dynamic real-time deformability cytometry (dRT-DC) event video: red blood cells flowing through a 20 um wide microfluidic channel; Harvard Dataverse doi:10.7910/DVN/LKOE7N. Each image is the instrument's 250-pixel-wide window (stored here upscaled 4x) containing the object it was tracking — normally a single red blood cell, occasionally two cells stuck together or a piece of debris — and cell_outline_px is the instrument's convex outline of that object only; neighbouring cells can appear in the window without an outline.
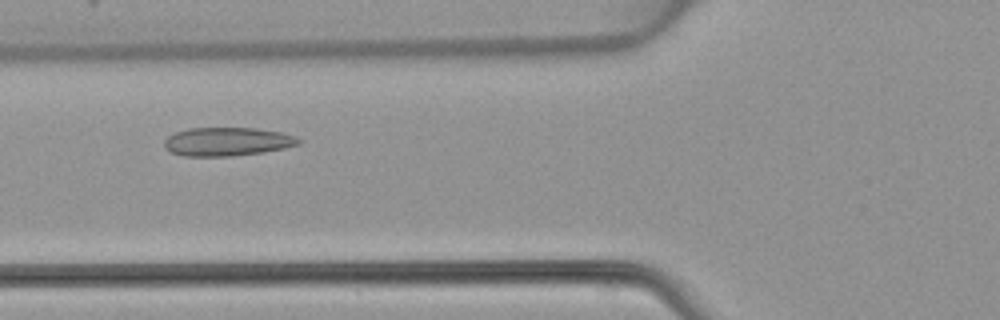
{"species": "common noctule bat (a hibernating species)", "species_latin": "Nyctalus noctula", "temperature_condition": "warm", "stored_images_in_passage": 44, "camera_frame_rate_fps": 3000, "um_per_image_px": 0.085, "animal": {"sex": "female", "body_mass_g": 22.7, "forearm_length_mm": 54.2}, "frame": {"image": 1, "passage_image": 14, "time_ms": 4.333, "image_size_px": [1000, 320], "cell_outline_px": [[304, 140], [300, 144], [284, 148], [264, 152], [232, 156], [184, 156], [168, 152], [164, 148], [164, 140], [168, 136], [176, 132], [188, 128], [256, 128], [280, 132], [296, 136]], "centroid_in_image_um": [19.32, 12.04], "position_along_channel_um": 106.5, "area_um2": 22.6}}
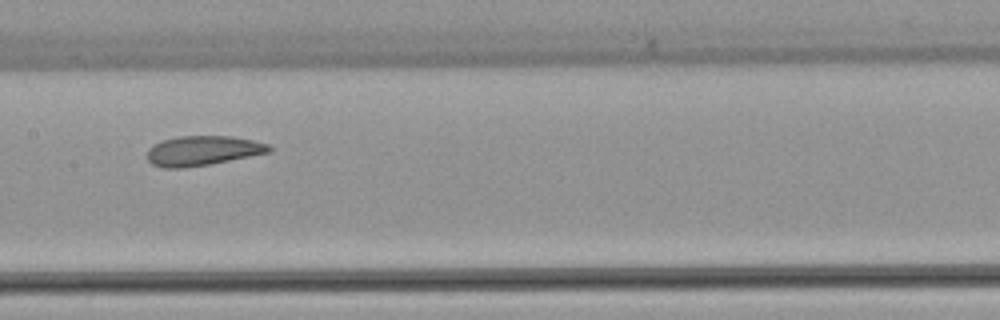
{"frame": {"image": 2, "passage_image": 20, "time_ms": 6.333, "image_size_px": [1000, 320], "cell_outline_px": [[272, 152], [208, 164], [184, 168], [164, 168], [152, 164], [148, 160], [148, 148], [164, 140], [180, 136], [232, 136], [252, 140], [268, 144], [272, 148]], "centroid_in_image_um": [17.25, 12.81], "position_along_channel_um": 190.1, "area_um2": 20.92}}
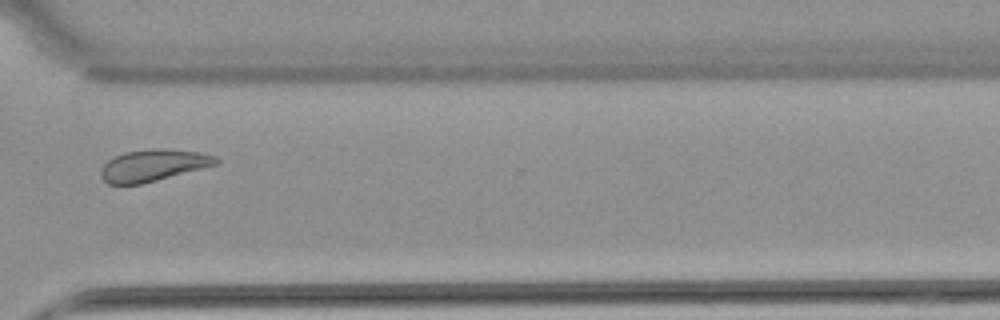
{"frame": {"image": 3, "passage_image": 32, "time_ms": 10.333, "image_size_px": [1000, 320], "cell_outline_px": [[220, 164], [140, 184], [108, 184], [100, 176], [100, 172], [104, 164], [108, 160], [124, 152], [152, 148], [164, 148], [200, 152], [216, 156], [220, 160]], "centroid_in_image_um": [13.06, 14.04], "position_along_channel_um": 357.5, "area_um2": 21.39}}